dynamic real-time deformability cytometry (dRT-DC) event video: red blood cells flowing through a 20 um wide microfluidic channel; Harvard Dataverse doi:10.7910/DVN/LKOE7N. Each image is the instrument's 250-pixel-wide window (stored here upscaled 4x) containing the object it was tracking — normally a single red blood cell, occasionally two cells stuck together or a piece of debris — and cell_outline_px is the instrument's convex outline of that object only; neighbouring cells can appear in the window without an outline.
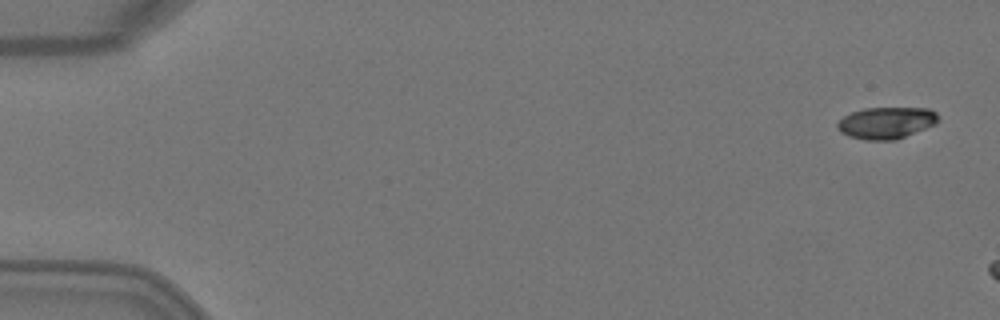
{"species": "Egyptian fruit bat (a non-hibernating species)", "species_latin": "Rousettus aegyptiacus", "temperature_condition": "warm", "stored_images_in_passage": 5, "camera_frame_rate_fps": 3000, "um_per_image_px": 0.085, "animal": {"sex": "female"}, "frame": {"image": 1, "passage_image": 1, "time_ms": 0.0, "image_size_px": [1000, 320], "cell_outline_px": [[940, 120], [936, 124], [896, 140], [868, 140], [848, 136], [840, 132], [836, 128], [836, 124], [844, 116], [852, 112], [864, 108], [928, 108], [936, 112], [940, 116]], "centroid_in_image_um": [75.36, 10.44], "position_along_channel_um": 9.6, "area_um2": 18.79}}
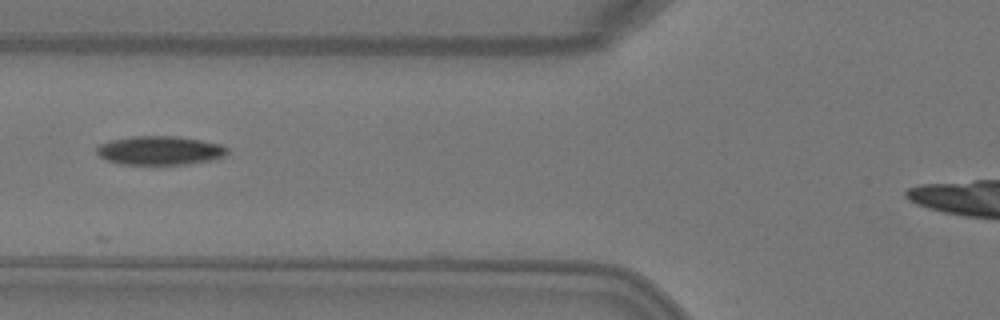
{"frame": {"image": 2, "passage_image": 4, "time_ms": 1.0, "image_size_px": [1000, 320], "cell_outline_px": [[228, 152], [224, 156], [216, 160], [188, 164], [120, 164], [104, 160], [96, 152], [96, 148], [100, 144], [108, 140], [132, 136], [176, 136], [224, 144], [228, 148]], "centroid_in_image_um": [13.6, 12.79], "position_along_channel_um": 112.2, "area_um2": 22.31}}